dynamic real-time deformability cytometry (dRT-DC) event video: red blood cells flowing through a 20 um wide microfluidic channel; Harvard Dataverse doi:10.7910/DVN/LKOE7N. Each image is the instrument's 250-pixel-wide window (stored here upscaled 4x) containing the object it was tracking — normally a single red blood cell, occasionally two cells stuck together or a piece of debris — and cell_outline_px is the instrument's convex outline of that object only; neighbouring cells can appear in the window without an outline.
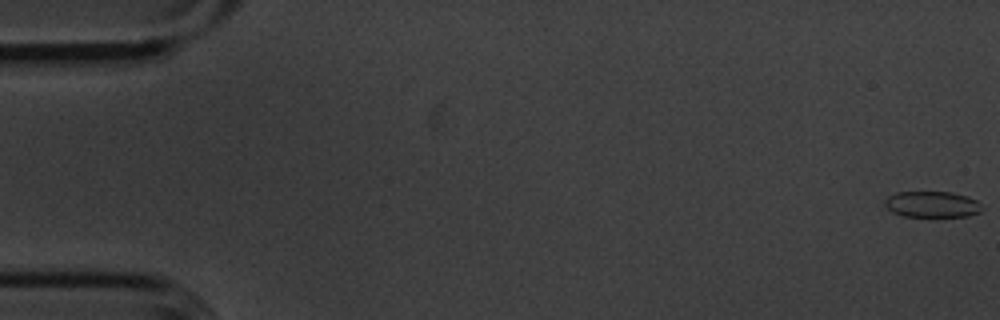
{"species": "common noctule bat (a hibernating species)", "species_latin": "Nyctalus noctula", "temperature_condition": "cold", "stored_images_in_passage": 10, "camera_frame_rate_fps": 3000, "um_per_image_px": 0.085, "animal": {"sex": "male", "body_mass_g": 20.1, "forearm_length_mm": 53.5}, "frame": {"image": 1, "passage_image": 1, "time_ms": 0.0, "image_size_px": [1000, 320], "cell_outline_px": [[980, 212], [968, 216], [904, 216], [892, 212], [884, 204], [884, 200], [888, 196], [896, 192], [952, 192], [968, 196], [976, 200], [980, 204]], "centroid_in_image_um": [79.21, 17.36], "position_along_channel_um": 5.8, "area_um2": 14.68}}